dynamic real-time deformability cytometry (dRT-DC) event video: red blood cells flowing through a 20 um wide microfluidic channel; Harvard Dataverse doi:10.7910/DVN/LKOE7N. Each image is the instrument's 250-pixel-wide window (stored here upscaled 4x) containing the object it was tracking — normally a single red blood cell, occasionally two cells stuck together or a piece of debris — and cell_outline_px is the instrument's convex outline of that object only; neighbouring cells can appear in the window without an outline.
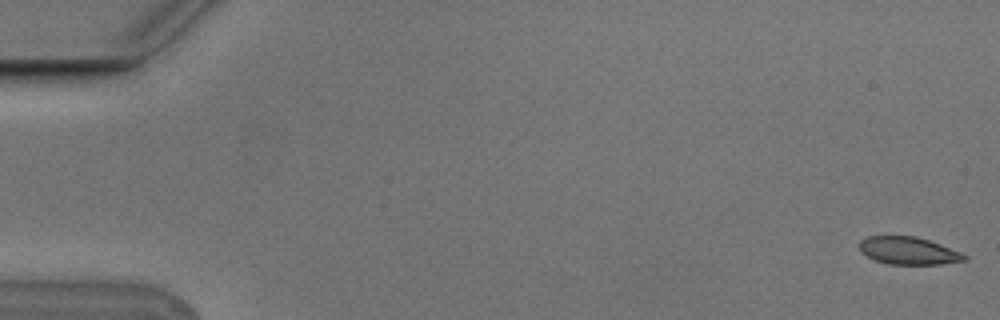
{"species": "Egyptian fruit bat (a non-hibernating species)", "species_latin": "Rousettus aegyptiacus", "temperature_condition": "cold", "stored_images_in_passage": 6, "camera_frame_rate_fps": 3000, "um_per_image_px": 0.085, "animal": {"sex": "male"}, "frame": {"image": 1, "passage_image": 1, "time_ms": 0.0, "image_size_px": [1000, 320], "cell_outline_px": [[968, 260], [940, 264], [888, 264], [876, 260], [860, 252], [860, 240], [868, 236], [916, 236], [940, 244], [960, 252], [968, 256]], "centroid_in_image_um": [77.23, 21.31], "position_along_channel_um": 7.8, "area_um2": 16.76}}
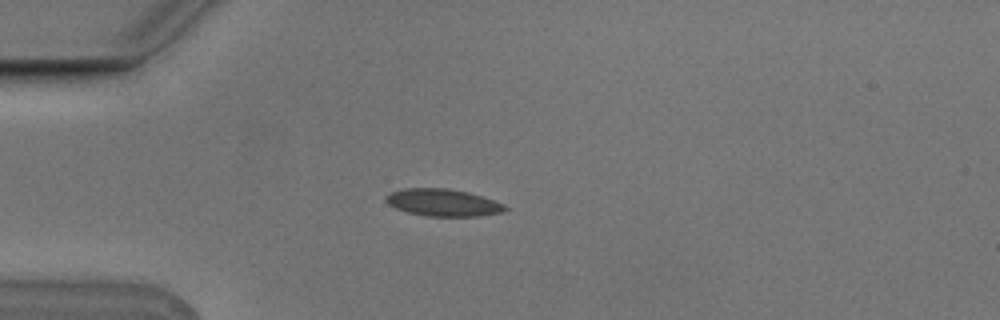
{"frame": {"image": 2, "passage_image": 5, "time_ms": 1.333, "image_size_px": [1000, 320], "cell_outline_px": [[508, 208], [504, 212], [480, 216], [424, 216], [408, 212], [396, 208], [388, 204], [384, 200], [384, 196], [388, 192], [404, 188], [448, 188], [468, 192], [504, 204]], "centroid_in_image_um": [37.61, 17.21], "position_along_channel_um": 47.4, "area_um2": 19.02}}